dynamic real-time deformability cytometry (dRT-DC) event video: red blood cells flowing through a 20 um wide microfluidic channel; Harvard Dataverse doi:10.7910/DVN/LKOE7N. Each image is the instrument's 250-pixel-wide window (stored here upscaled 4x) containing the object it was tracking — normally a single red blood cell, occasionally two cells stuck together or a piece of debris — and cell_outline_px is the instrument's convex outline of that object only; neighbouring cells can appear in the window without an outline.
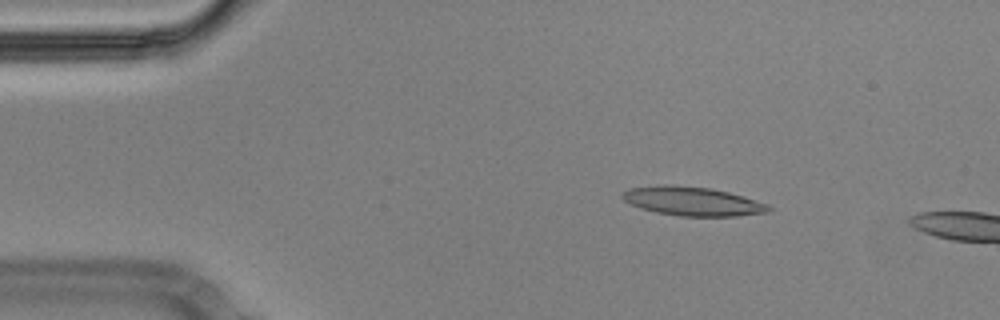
{"species": "Egyptian fruit bat (a non-hibernating species)", "species_latin": "Rousettus aegyptiacus", "temperature_condition": "cold", "stored_images_in_passage": 50, "camera_frame_rate_fps": 3000, "um_per_image_px": 0.085, "animal": {"sex": "male"}, "frame": {"image": 1, "passage_image": 6, "time_ms": 1.667, "image_size_px": [1000, 320], "cell_outline_px": [[772, 208], [768, 212], [736, 216], [680, 216], [656, 212], [640, 208], [624, 200], [620, 196], [620, 192], [632, 188], [664, 184], [712, 188], [744, 196], [768, 204]], "centroid_in_image_um": [58.86, 17.1], "position_along_channel_um": 26.1, "area_um2": 24.62}}
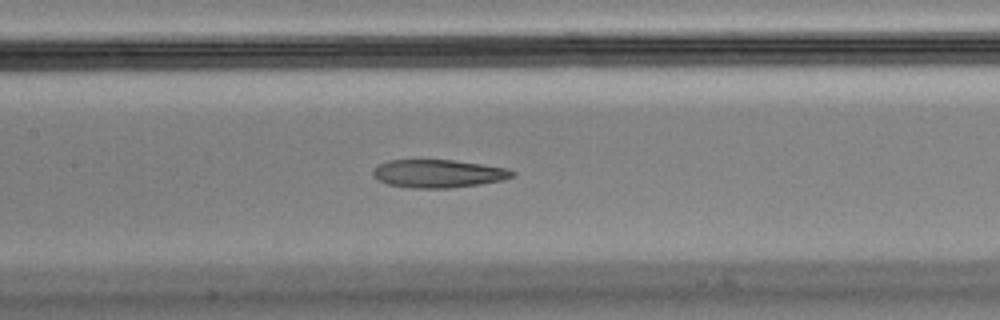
{"frame": {"image": 2, "passage_image": 23, "time_ms": 7.333, "image_size_px": [1000, 320], "cell_outline_px": [[516, 172], [512, 176], [500, 180], [480, 184], [448, 188], [412, 188], [388, 184], [376, 180], [372, 172], [380, 164], [388, 160], [452, 160], [508, 168]], "centroid_in_image_um": [37.23, 14.76], "position_along_channel_um": 170.2, "area_um2": 22.54}}
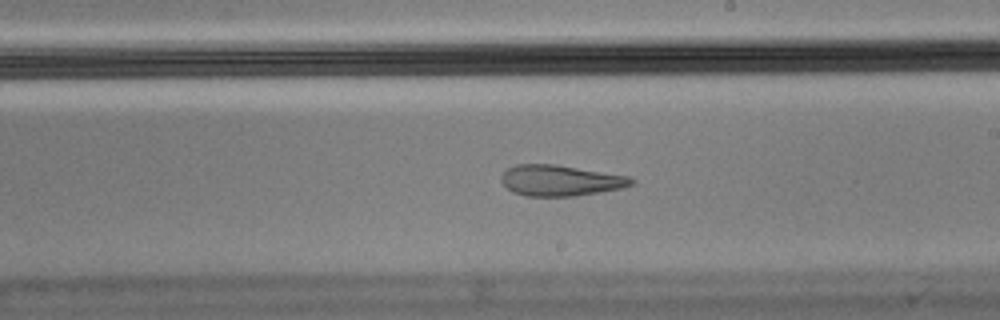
{"frame": {"image": 3, "passage_image": 29, "time_ms": 9.333, "image_size_px": [1000, 320], "cell_outline_px": [[636, 184], [620, 188], [576, 196], [524, 196], [512, 192], [500, 180], [500, 176], [508, 168], [516, 164], [556, 164], [628, 176], [636, 180]], "centroid_in_image_um": [47.62, 15.34], "position_along_channel_um": 241.4, "area_um2": 23.47}}